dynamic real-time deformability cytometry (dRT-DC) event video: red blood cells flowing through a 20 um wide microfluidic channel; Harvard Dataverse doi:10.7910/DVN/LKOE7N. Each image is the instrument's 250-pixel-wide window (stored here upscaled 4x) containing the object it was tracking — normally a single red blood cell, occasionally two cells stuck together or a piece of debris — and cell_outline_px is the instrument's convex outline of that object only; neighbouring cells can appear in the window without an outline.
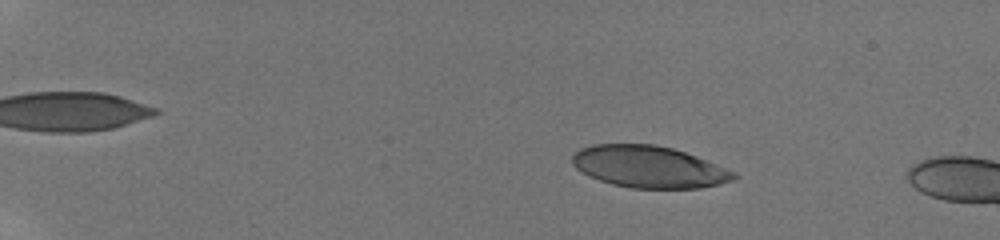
{"species": "human", "species_latin": "Homo sapiens", "temperature_condition": "room temperature", "stored_images_in_passage": 5, "camera_frame_rate_fps": 3000, "um_per_image_px": 0.085, "donor": {"sex": "male"}, "frame": {"image": 1, "passage_image": 3, "time_ms": 2.333, "image_size_px": [1000, 240], "cell_outline_px": [[740, 176], [732, 180], [720, 184], [700, 188], [632, 188], [612, 184], [588, 176], [576, 168], [572, 164], [572, 156], [580, 148], [592, 144], [656, 144], [672, 148], [696, 156], [736, 172]], "centroid_in_image_um": [55.15, 14.18], "position_along_channel_um": 29.8, "area_um2": 39.42}}